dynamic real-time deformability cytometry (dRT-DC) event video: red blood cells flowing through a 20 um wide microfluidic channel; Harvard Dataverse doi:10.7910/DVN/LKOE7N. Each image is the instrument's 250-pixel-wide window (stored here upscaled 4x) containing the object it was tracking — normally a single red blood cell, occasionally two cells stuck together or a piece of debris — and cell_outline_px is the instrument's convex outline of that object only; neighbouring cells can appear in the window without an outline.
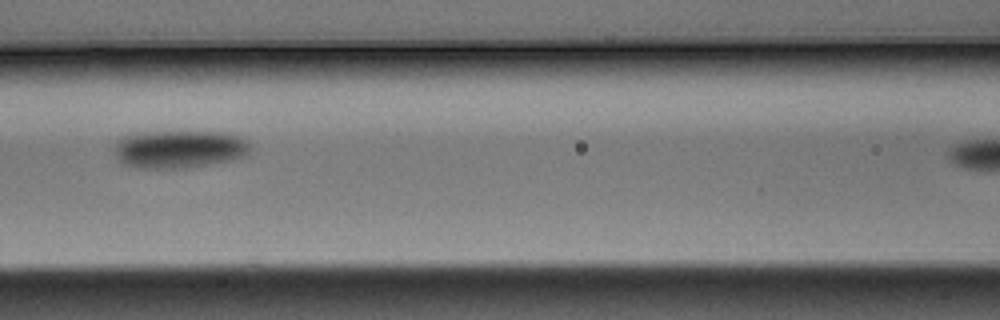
{"species": "Egyptian fruit bat (a non-hibernating species)", "species_latin": "Rousettus aegyptiacus", "temperature_condition": "warm", "stored_images_in_passage": 11, "camera_frame_rate_fps": 3000, "um_per_image_px": 0.085, "animal": {"sex": "male"}, "frame": {"image": 1, "passage_image": 4, "time_ms": 1.0, "image_size_px": [1000, 320], "cell_outline_px": [[248, 156], [232, 160], [184, 168], [140, 168], [124, 164], [116, 156], [116, 140], [124, 136], [136, 132], [228, 132], [240, 136], [248, 140]], "centroid_in_image_um": [15.26, 12.66], "position_along_channel_um": 151.3, "area_um2": 30.06}}
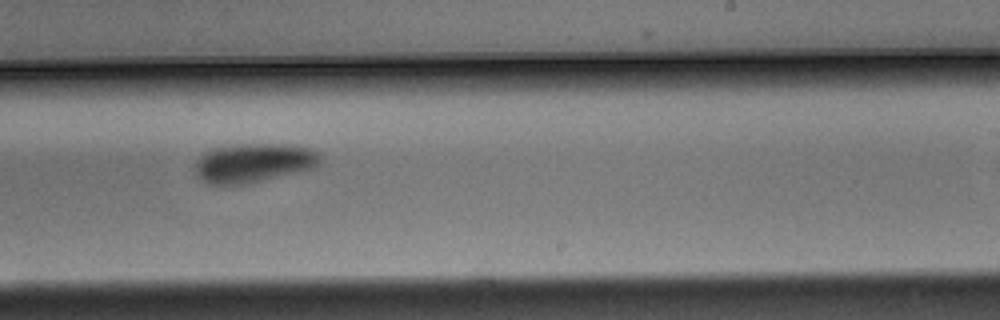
{"frame": {"image": 2, "passage_image": 7, "time_ms": 2.0, "image_size_px": [1000, 320], "cell_outline_px": [[320, 160], [312, 168], [248, 184], [208, 184], [196, 172], [196, 164], [200, 156], [204, 152], [212, 148], [240, 144], [280, 144], [312, 148], [320, 156]], "centroid_in_image_um": [21.54, 13.83], "position_along_channel_um": 267.5, "area_um2": 28.03}}
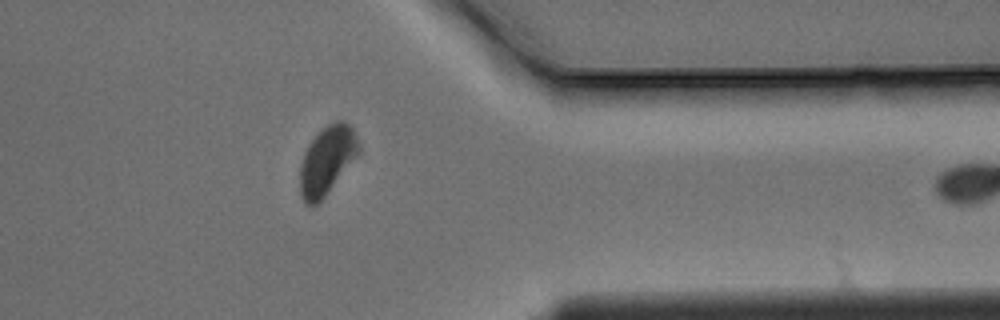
{"frame": {"image": 3, "passage_image": 10, "time_ms": 3.0, "image_size_px": [1000, 320], "cell_outline_px": [[360, 152], [324, 196], [312, 208], [304, 204], [300, 196], [300, 164], [304, 152], [308, 144], [328, 124], [336, 120], [344, 120], [352, 128], [360, 144]], "centroid_in_image_um": [27.77, 13.64], "position_along_channel_um": 383.6, "area_um2": 23.24}}